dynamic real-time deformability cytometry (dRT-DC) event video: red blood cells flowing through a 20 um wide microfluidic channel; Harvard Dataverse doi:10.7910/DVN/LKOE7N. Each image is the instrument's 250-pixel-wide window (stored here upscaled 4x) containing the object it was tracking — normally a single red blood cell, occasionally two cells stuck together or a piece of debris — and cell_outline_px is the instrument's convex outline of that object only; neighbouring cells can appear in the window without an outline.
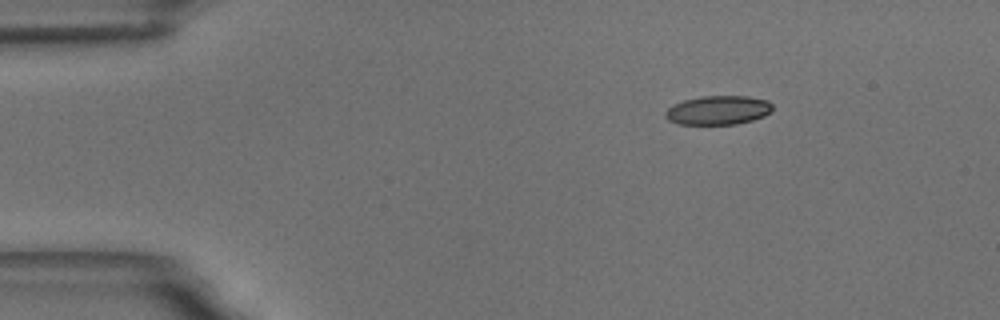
{"species": "common noctule bat (a hibernating species)", "species_latin": "Nyctalus noctula", "temperature_condition": "room temperature", "stored_images_in_passage": 10, "camera_frame_rate_fps": 3000, "um_per_image_px": 0.085, "animal": {"sex": "male", "body_mass_g": 18.8}, "frame": {"image": 1, "passage_image": 1, "time_ms": 0.0, "image_size_px": [1000, 320], "cell_outline_px": [[772, 112], [764, 116], [752, 120], [736, 124], [680, 124], [668, 120], [664, 116], [664, 112], [672, 104], [684, 100], [700, 96], [748, 96], [768, 100], [772, 104]], "centroid_in_image_um": [61.04, 9.36], "position_along_channel_um": 24.0, "area_um2": 18.26}}
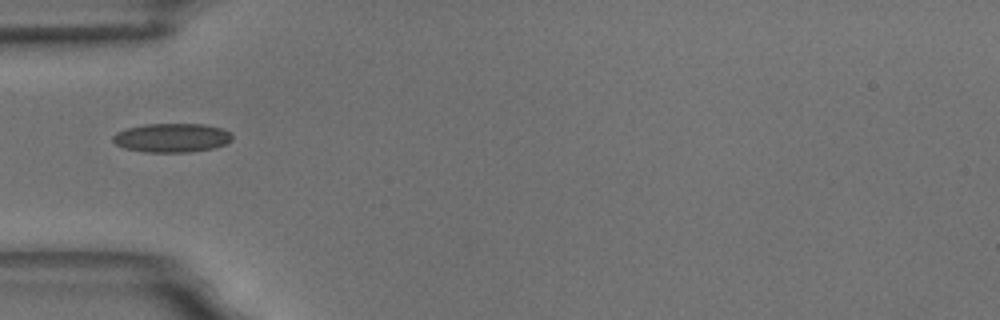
{"frame": {"image": 2, "passage_image": 4, "time_ms": 3.333, "image_size_px": [1000, 320], "cell_outline_px": [[232, 140], [224, 144], [212, 148], [188, 152], [144, 152], [124, 148], [116, 144], [112, 140], [112, 136], [116, 132], [128, 128], [144, 124], [204, 124], [220, 128], [228, 132], [232, 136]], "centroid_in_image_um": [14.56, 11.71], "position_along_channel_um": 70.4, "area_um2": 20.0}}